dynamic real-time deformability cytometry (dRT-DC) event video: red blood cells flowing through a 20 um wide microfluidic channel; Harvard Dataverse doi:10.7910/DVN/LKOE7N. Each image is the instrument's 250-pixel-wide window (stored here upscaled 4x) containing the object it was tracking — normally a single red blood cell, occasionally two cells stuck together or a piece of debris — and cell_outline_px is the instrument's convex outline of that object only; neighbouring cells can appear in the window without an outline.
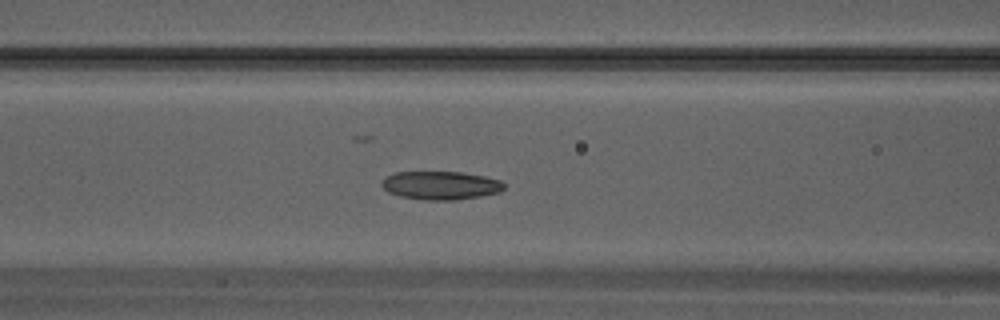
{"species": "Egyptian fruit bat (a non-hibernating species)", "species_latin": "Rousettus aegyptiacus", "temperature_condition": "warm", "stored_images_in_passage": 35, "camera_frame_rate_fps": 3000, "um_per_image_px": 0.085, "animal": {"sex": "male"}, "frame": {"image": 1, "passage_image": 15, "time_ms": 4.667, "image_size_px": [1000, 320], "cell_outline_px": [[504, 188], [500, 192], [480, 196], [456, 200], [424, 200], [400, 196], [388, 192], [380, 184], [384, 176], [396, 172], [460, 172], [484, 176], [500, 180], [504, 184]], "centroid_in_image_um": [37.43, 15.76], "position_along_channel_um": 129.2, "area_um2": 20.29}}
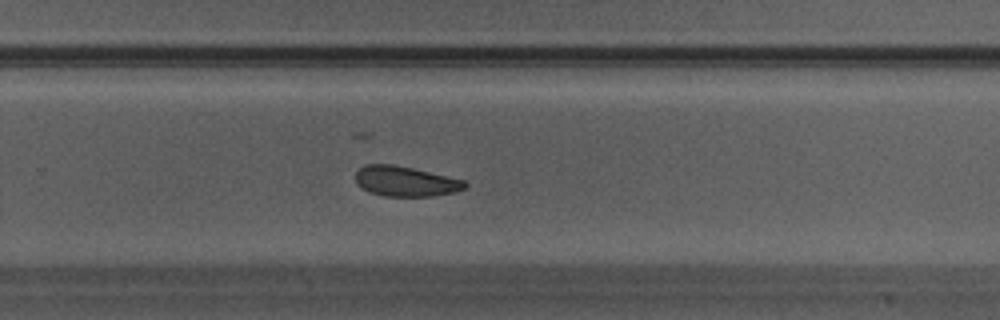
{"frame": {"image": 2, "passage_image": 23, "time_ms": 7.333, "image_size_px": [1000, 320], "cell_outline_px": [[468, 184], [464, 188], [456, 192], [432, 196], [384, 196], [368, 192], [360, 188], [356, 184], [356, 172], [360, 168], [368, 164], [396, 164], [464, 180]], "centroid_in_image_um": [34.44, 15.41], "position_along_channel_um": 295.4, "area_um2": 19.31}}
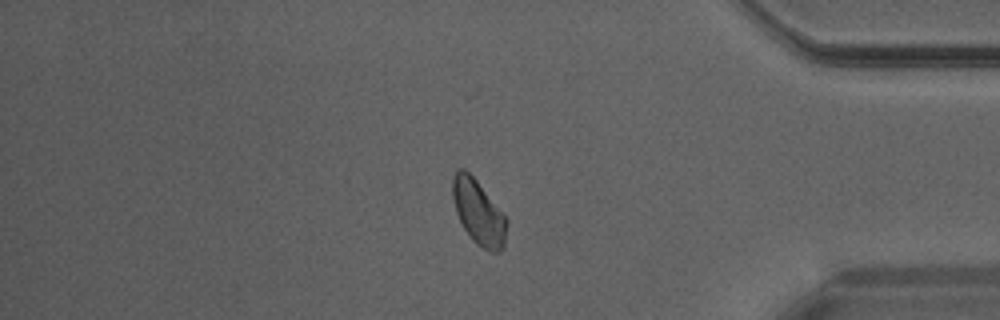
{"frame": {"image": 3, "passage_image": 29, "time_ms": 9.333, "image_size_px": [1000, 320], "cell_outline_px": [[508, 224], [504, 248], [496, 252], [492, 252], [476, 244], [472, 240], [464, 228], [456, 212], [452, 196], [452, 180], [456, 168], [464, 168], [476, 180], [508, 220]], "centroid_in_image_um": [40.67, 18.05], "position_along_channel_um": 394.5, "area_um2": 20.29}}